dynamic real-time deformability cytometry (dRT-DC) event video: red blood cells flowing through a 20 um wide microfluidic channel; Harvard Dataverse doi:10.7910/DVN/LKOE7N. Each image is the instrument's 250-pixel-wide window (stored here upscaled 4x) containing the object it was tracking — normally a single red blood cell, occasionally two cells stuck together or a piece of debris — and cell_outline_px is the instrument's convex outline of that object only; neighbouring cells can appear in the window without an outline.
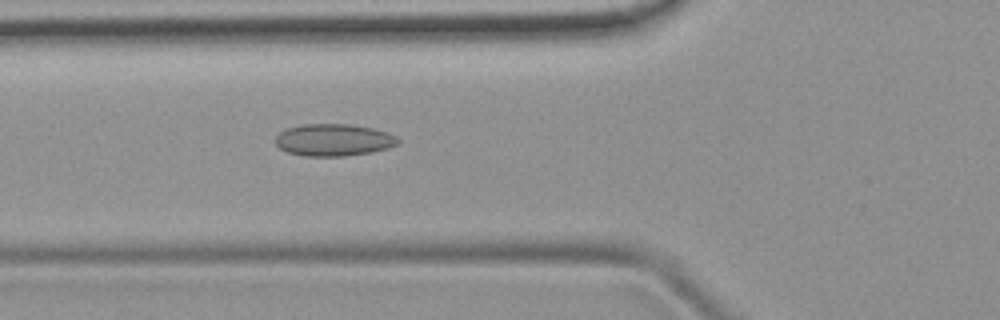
{"species": "common noctule bat (a hibernating species)", "species_latin": "Nyctalus noctula", "temperature_condition": "room temperature", "stored_images_in_passage": 47, "camera_frame_rate_fps": 3000, "um_per_image_px": 0.085, "animal": {"sex": "female", "body_mass_g": 19.9}, "frame": {"image": 1, "passage_image": 16, "time_ms": 5.0, "image_size_px": [1000, 320], "cell_outline_px": [[400, 140], [396, 144], [388, 148], [372, 152], [344, 156], [304, 156], [288, 152], [280, 148], [276, 144], [276, 136], [280, 132], [288, 128], [304, 124], [348, 124], [372, 128], [396, 136]], "centroid_in_image_um": [28.35, 11.9], "position_along_channel_um": 97.5, "area_um2": 22.72}}
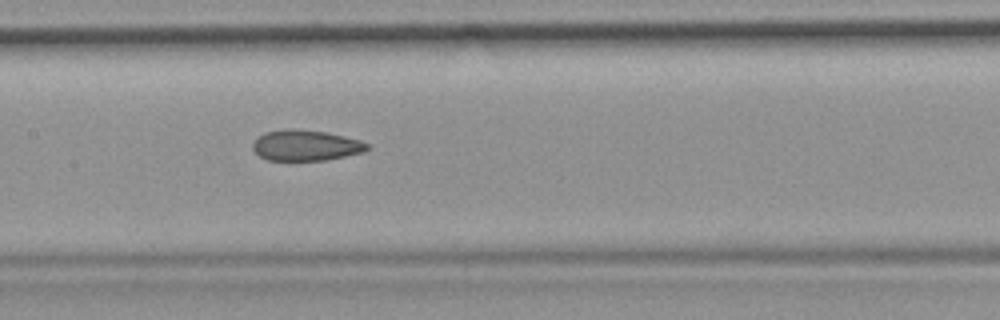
{"frame": {"image": 2, "passage_image": 22, "time_ms": 7.0, "image_size_px": [1000, 320], "cell_outline_px": [[368, 148], [364, 152], [324, 160], [268, 160], [260, 156], [252, 148], [252, 144], [264, 132], [288, 128], [328, 132], [360, 140], [368, 144]], "centroid_in_image_um": [25.98, 12.35], "position_along_channel_um": 181.4, "area_um2": 20.35}}
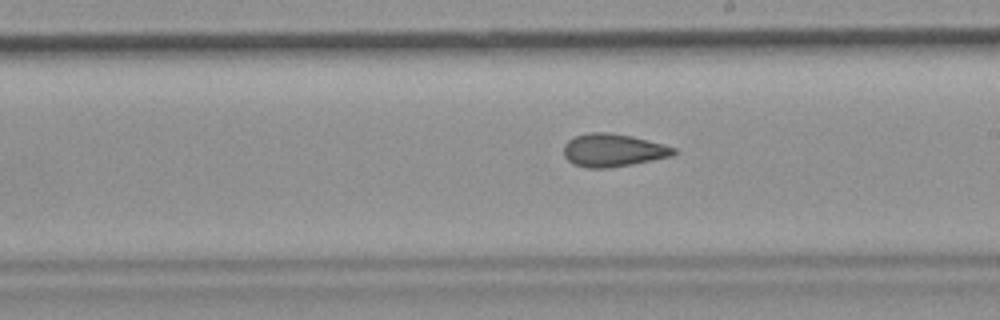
{"frame": {"image": 3, "passage_image": 26, "time_ms": 8.333, "image_size_px": [1000, 320], "cell_outline_px": [[676, 152], [672, 156], [632, 164], [608, 168], [588, 168], [572, 164], [564, 156], [564, 144], [568, 140], [576, 136], [588, 132], [608, 132], [632, 136], [664, 144], [676, 148]], "centroid_in_image_um": [52.1, 12.77], "position_along_channel_um": 236.9, "area_um2": 21.15}}